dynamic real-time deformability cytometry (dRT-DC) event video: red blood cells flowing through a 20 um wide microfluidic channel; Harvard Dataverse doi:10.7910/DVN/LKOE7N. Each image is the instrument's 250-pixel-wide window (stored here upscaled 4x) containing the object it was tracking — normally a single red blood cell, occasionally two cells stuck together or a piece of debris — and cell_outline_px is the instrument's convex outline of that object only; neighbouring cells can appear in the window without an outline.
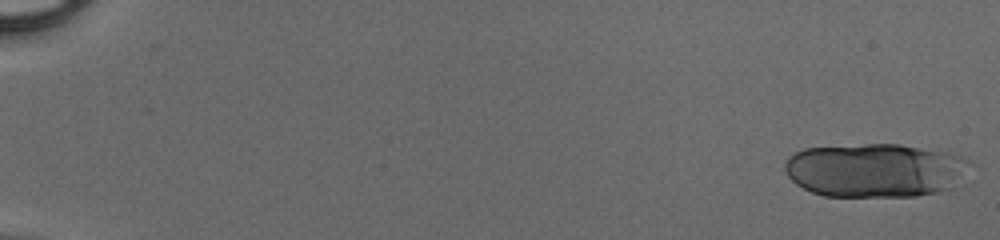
{"species": "human", "species_latin": "Homo sapiens", "temperature_condition": "cold", "stored_images_in_passage": 24, "segment_of_instrument_passage": [1, 2], "camera_frame_rate_fps": 3000, "um_per_image_px": 0.085, "donor": {"sex": "male"}, "frame": {"image": 1, "passage_image": 1, "time_ms": 0.0, "image_size_px": [1000, 240], "cell_outline_px": [[968, 160], [952, 188], [936, 192], [916, 196], [824, 196], [812, 192], [796, 184], [788, 176], [784, 168], [784, 164], [788, 156], [804, 148], [864, 144], [900, 144], [948, 152], [960, 156]], "centroid_in_image_um": [74.29, 14.46], "position_along_channel_um": 10.7, "area_um2": 57.57}}
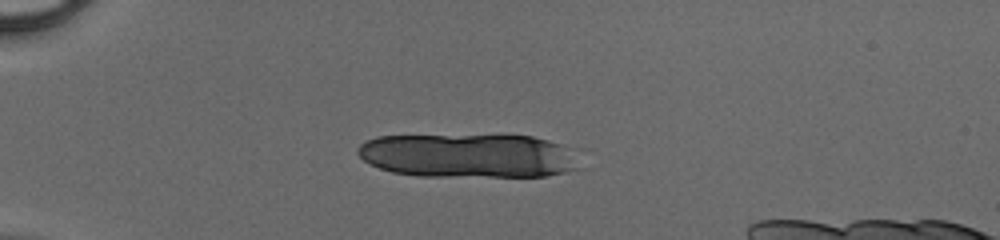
{"frame": {"image": 2, "passage_image": 14, "time_ms": 4.333, "image_size_px": [1000, 240], "cell_outline_px": [[588, 168], [568, 172], [544, 176], [416, 176], [392, 172], [368, 164], [356, 152], [356, 148], [364, 140], [376, 136], [532, 136], [548, 140], [560, 144]], "centroid_in_image_um": [39.81, 13.25], "position_along_channel_um": 45.2, "area_um2": 57.11}}